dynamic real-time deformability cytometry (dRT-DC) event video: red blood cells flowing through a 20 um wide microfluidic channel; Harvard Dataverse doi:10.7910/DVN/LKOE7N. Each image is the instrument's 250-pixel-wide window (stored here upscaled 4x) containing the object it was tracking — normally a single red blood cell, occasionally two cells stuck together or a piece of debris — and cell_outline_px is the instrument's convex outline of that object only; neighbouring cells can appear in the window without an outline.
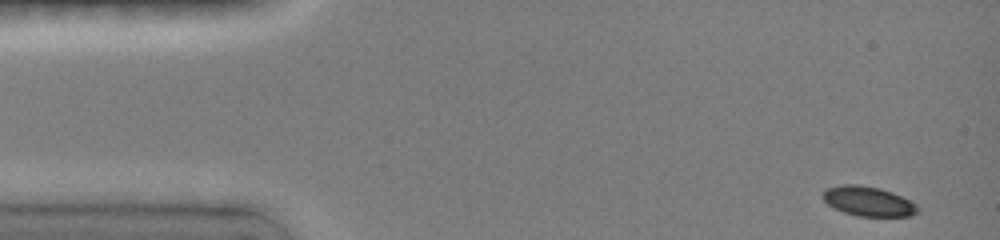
{"species": "common noctule bat (a hibernating species)", "species_latin": "Nyctalus noctula", "temperature_condition": "room temperature", "stored_images_in_passage": 29, "camera_frame_rate_fps": 3000, "um_per_image_px": 0.085, "animal": {"sex": "female", "body_mass_g": 19.0, "forearm_length_mm": 51.5}, "frame": {"image": 1, "passage_image": 1, "time_ms": 0.0, "image_size_px": [1000, 240], "cell_outline_px": [[920, 208], [916, 212], [908, 216], [856, 216], [844, 212], [828, 204], [824, 200], [824, 192], [828, 188], [844, 184], [860, 184], [880, 188], [892, 192], [916, 204]], "centroid_in_image_um": [73.82, 17.1], "position_along_channel_um": 11.2, "area_um2": 16.13}}
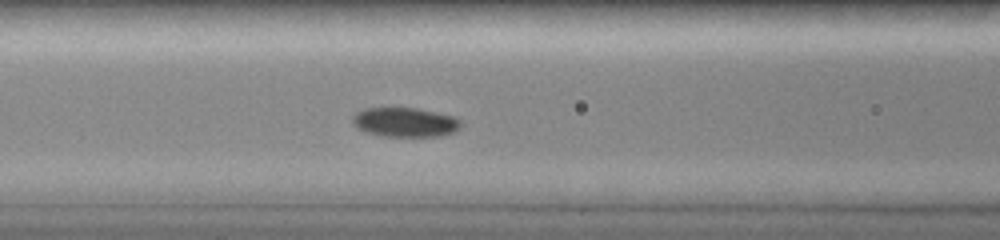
{"frame": {"image": 2, "passage_image": 11, "time_ms": 5.667, "image_size_px": [1000, 240], "cell_outline_px": [[460, 128], [452, 132], [440, 136], [380, 136], [356, 128], [352, 124], [352, 116], [356, 112], [364, 108], [416, 108], [456, 116], [460, 120]], "centroid_in_image_um": [34.4, 10.38], "position_along_channel_um": 132.2, "area_um2": 18.61}}
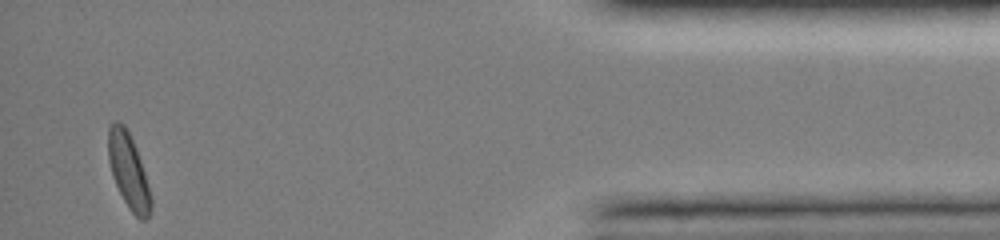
{"frame": {"image": 3, "passage_image": 29, "time_ms": 14.333, "image_size_px": [1000, 240], "cell_outline_px": [[152, 208], [148, 216], [144, 220], [140, 220], [128, 208], [116, 184], [108, 160], [108, 128], [112, 120], [120, 120], [124, 124], [136, 148], [144, 172], [152, 200]], "centroid_in_image_um": [10.91, 14.5], "position_along_channel_um": 424.3, "area_um2": 18.44}, "authors_computed_cell_mechanics": {"area_um2": 17.918, "velocity_mm_per_s": 4.0035, "shape_relaxation_time_tau1_ms": 2.2078, "shape_relaxation_time_tau2_ms": null, "deformation_change_tau1": 0.0632, "deformation_change_tau2": null}}